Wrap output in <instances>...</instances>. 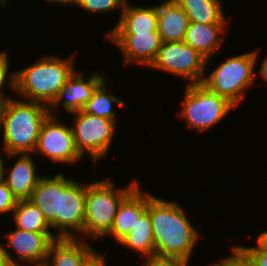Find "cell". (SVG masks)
Listing matches in <instances>:
<instances>
[{
    "label": "cell",
    "mask_w": 267,
    "mask_h": 266,
    "mask_svg": "<svg viewBox=\"0 0 267 266\" xmlns=\"http://www.w3.org/2000/svg\"><path fill=\"white\" fill-rule=\"evenodd\" d=\"M105 39L121 53L124 67L136 65L149 68L161 46L158 31L143 33H107Z\"/></svg>",
    "instance_id": "12"
},
{
    "label": "cell",
    "mask_w": 267,
    "mask_h": 266,
    "mask_svg": "<svg viewBox=\"0 0 267 266\" xmlns=\"http://www.w3.org/2000/svg\"><path fill=\"white\" fill-rule=\"evenodd\" d=\"M186 13L189 22L230 24L222 0H174ZM224 9V10H223Z\"/></svg>",
    "instance_id": "23"
},
{
    "label": "cell",
    "mask_w": 267,
    "mask_h": 266,
    "mask_svg": "<svg viewBox=\"0 0 267 266\" xmlns=\"http://www.w3.org/2000/svg\"><path fill=\"white\" fill-rule=\"evenodd\" d=\"M11 217L18 229L30 232H52L51 225L44 214L29 199L19 200Z\"/></svg>",
    "instance_id": "24"
},
{
    "label": "cell",
    "mask_w": 267,
    "mask_h": 266,
    "mask_svg": "<svg viewBox=\"0 0 267 266\" xmlns=\"http://www.w3.org/2000/svg\"><path fill=\"white\" fill-rule=\"evenodd\" d=\"M230 255L219 258V262L223 266H252L246 257L232 244L230 247Z\"/></svg>",
    "instance_id": "29"
},
{
    "label": "cell",
    "mask_w": 267,
    "mask_h": 266,
    "mask_svg": "<svg viewBox=\"0 0 267 266\" xmlns=\"http://www.w3.org/2000/svg\"><path fill=\"white\" fill-rule=\"evenodd\" d=\"M206 60L198 51L183 41L162 42L150 69L174 75L187 81L185 84L202 83L206 71Z\"/></svg>",
    "instance_id": "9"
},
{
    "label": "cell",
    "mask_w": 267,
    "mask_h": 266,
    "mask_svg": "<svg viewBox=\"0 0 267 266\" xmlns=\"http://www.w3.org/2000/svg\"><path fill=\"white\" fill-rule=\"evenodd\" d=\"M136 178L126 187H117L111 176L86 183L83 239L98 242L112 228L121 202L139 185Z\"/></svg>",
    "instance_id": "4"
},
{
    "label": "cell",
    "mask_w": 267,
    "mask_h": 266,
    "mask_svg": "<svg viewBox=\"0 0 267 266\" xmlns=\"http://www.w3.org/2000/svg\"><path fill=\"white\" fill-rule=\"evenodd\" d=\"M259 55V50L257 49V67L260 66L259 70L257 68V76H261V78L263 79L264 85L267 84V55L265 56V58L261 60V64L258 62V59H260V57H258ZM260 64V65H259Z\"/></svg>",
    "instance_id": "32"
},
{
    "label": "cell",
    "mask_w": 267,
    "mask_h": 266,
    "mask_svg": "<svg viewBox=\"0 0 267 266\" xmlns=\"http://www.w3.org/2000/svg\"><path fill=\"white\" fill-rule=\"evenodd\" d=\"M184 98L180 101V111L176 116L185 119L187 128L208 132L223 122L228 114L237 108L227 98L209 90L202 83L185 84Z\"/></svg>",
    "instance_id": "6"
},
{
    "label": "cell",
    "mask_w": 267,
    "mask_h": 266,
    "mask_svg": "<svg viewBox=\"0 0 267 266\" xmlns=\"http://www.w3.org/2000/svg\"><path fill=\"white\" fill-rule=\"evenodd\" d=\"M70 116L75 146L84 161L85 156L89 157L90 163L95 165L106 159L116 140L117 122L80 111L70 113Z\"/></svg>",
    "instance_id": "7"
},
{
    "label": "cell",
    "mask_w": 267,
    "mask_h": 266,
    "mask_svg": "<svg viewBox=\"0 0 267 266\" xmlns=\"http://www.w3.org/2000/svg\"><path fill=\"white\" fill-rule=\"evenodd\" d=\"M2 236L6 240L2 244L12 266H44L49 246L57 238L53 232H30L16 227Z\"/></svg>",
    "instance_id": "11"
},
{
    "label": "cell",
    "mask_w": 267,
    "mask_h": 266,
    "mask_svg": "<svg viewBox=\"0 0 267 266\" xmlns=\"http://www.w3.org/2000/svg\"><path fill=\"white\" fill-rule=\"evenodd\" d=\"M60 116L49 115L43 122L33 154L51 160L54 164L80 165L83 157L77 151L71 124L63 123Z\"/></svg>",
    "instance_id": "8"
},
{
    "label": "cell",
    "mask_w": 267,
    "mask_h": 266,
    "mask_svg": "<svg viewBox=\"0 0 267 266\" xmlns=\"http://www.w3.org/2000/svg\"><path fill=\"white\" fill-rule=\"evenodd\" d=\"M87 75V76H86ZM109 75L103 70L90 71L89 75L84 71L76 70L61 87L57 97L48 107L51 116L59 115L62 108L67 114L78 112L89 101L96 87ZM57 109V112L56 110Z\"/></svg>",
    "instance_id": "13"
},
{
    "label": "cell",
    "mask_w": 267,
    "mask_h": 266,
    "mask_svg": "<svg viewBox=\"0 0 267 266\" xmlns=\"http://www.w3.org/2000/svg\"><path fill=\"white\" fill-rule=\"evenodd\" d=\"M47 4L49 5H56L61 7V6H71L72 8L76 7L77 1L78 0H44Z\"/></svg>",
    "instance_id": "34"
},
{
    "label": "cell",
    "mask_w": 267,
    "mask_h": 266,
    "mask_svg": "<svg viewBox=\"0 0 267 266\" xmlns=\"http://www.w3.org/2000/svg\"><path fill=\"white\" fill-rule=\"evenodd\" d=\"M126 1L127 0H78L76 7L85 11V13L88 12L87 14L91 16L92 14H112V12L114 14L115 10H118V12L120 10V14L118 15L120 19Z\"/></svg>",
    "instance_id": "26"
},
{
    "label": "cell",
    "mask_w": 267,
    "mask_h": 266,
    "mask_svg": "<svg viewBox=\"0 0 267 266\" xmlns=\"http://www.w3.org/2000/svg\"><path fill=\"white\" fill-rule=\"evenodd\" d=\"M76 52L69 57L43 54L26 67L15 70V95L18 98L50 106L61 87L77 70ZM63 57V58H62ZM75 65V66H74Z\"/></svg>",
    "instance_id": "2"
},
{
    "label": "cell",
    "mask_w": 267,
    "mask_h": 266,
    "mask_svg": "<svg viewBox=\"0 0 267 266\" xmlns=\"http://www.w3.org/2000/svg\"><path fill=\"white\" fill-rule=\"evenodd\" d=\"M48 106L18 97L9 98L0 123V141L9 154H33Z\"/></svg>",
    "instance_id": "3"
},
{
    "label": "cell",
    "mask_w": 267,
    "mask_h": 266,
    "mask_svg": "<svg viewBox=\"0 0 267 266\" xmlns=\"http://www.w3.org/2000/svg\"><path fill=\"white\" fill-rule=\"evenodd\" d=\"M88 240L82 238H56L48 249L44 266H83L96 252Z\"/></svg>",
    "instance_id": "17"
},
{
    "label": "cell",
    "mask_w": 267,
    "mask_h": 266,
    "mask_svg": "<svg viewBox=\"0 0 267 266\" xmlns=\"http://www.w3.org/2000/svg\"><path fill=\"white\" fill-rule=\"evenodd\" d=\"M8 54L6 49L0 52V93L10 90L15 95V71L10 68L11 62Z\"/></svg>",
    "instance_id": "27"
},
{
    "label": "cell",
    "mask_w": 267,
    "mask_h": 266,
    "mask_svg": "<svg viewBox=\"0 0 267 266\" xmlns=\"http://www.w3.org/2000/svg\"><path fill=\"white\" fill-rule=\"evenodd\" d=\"M44 214L57 237V214L60 204V171L54 176H42L29 199Z\"/></svg>",
    "instance_id": "19"
},
{
    "label": "cell",
    "mask_w": 267,
    "mask_h": 266,
    "mask_svg": "<svg viewBox=\"0 0 267 266\" xmlns=\"http://www.w3.org/2000/svg\"><path fill=\"white\" fill-rule=\"evenodd\" d=\"M17 198L13 195L7 183L2 179L0 180V217L12 215L14 208L17 205Z\"/></svg>",
    "instance_id": "28"
},
{
    "label": "cell",
    "mask_w": 267,
    "mask_h": 266,
    "mask_svg": "<svg viewBox=\"0 0 267 266\" xmlns=\"http://www.w3.org/2000/svg\"><path fill=\"white\" fill-rule=\"evenodd\" d=\"M9 156V153L7 152L6 148L1 144L0 147V180L4 178V171L6 167V159ZM5 160V161H4Z\"/></svg>",
    "instance_id": "33"
},
{
    "label": "cell",
    "mask_w": 267,
    "mask_h": 266,
    "mask_svg": "<svg viewBox=\"0 0 267 266\" xmlns=\"http://www.w3.org/2000/svg\"><path fill=\"white\" fill-rule=\"evenodd\" d=\"M12 94H7L6 93H0V123H1V119H2V116H3V113H4V109H5V106H6V103L8 101L9 98H12L13 95L11 96Z\"/></svg>",
    "instance_id": "35"
},
{
    "label": "cell",
    "mask_w": 267,
    "mask_h": 266,
    "mask_svg": "<svg viewBox=\"0 0 267 266\" xmlns=\"http://www.w3.org/2000/svg\"><path fill=\"white\" fill-rule=\"evenodd\" d=\"M229 25L189 22L183 42L193 47L205 57L207 59L206 66H210L215 53L221 49V46L224 44L223 42H225L224 38L228 34Z\"/></svg>",
    "instance_id": "16"
},
{
    "label": "cell",
    "mask_w": 267,
    "mask_h": 266,
    "mask_svg": "<svg viewBox=\"0 0 267 266\" xmlns=\"http://www.w3.org/2000/svg\"><path fill=\"white\" fill-rule=\"evenodd\" d=\"M255 246L234 245L252 264V266H267V230L257 236Z\"/></svg>",
    "instance_id": "25"
},
{
    "label": "cell",
    "mask_w": 267,
    "mask_h": 266,
    "mask_svg": "<svg viewBox=\"0 0 267 266\" xmlns=\"http://www.w3.org/2000/svg\"><path fill=\"white\" fill-rule=\"evenodd\" d=\"M191 262L180 259H159L152 258L143 260L141 265L143 266H190Z\"/></svg>",
    "instance_id": "30"
},
{
    "label": "cell",
    "mask_w": 267,
    "mask_h": 266,
    "mask_svg": "<svg viewBox=\"0 0 267 266\" xmlns=\"http://www.w3.org/2000/svg\"><path fill=\"white\" fill-rule=\"evenodd\" d=\"M106 252H98V250L84 263L83 266H108Z\"/></svg>",
    "instance_id": "31"
},
{
    "label": "cell",
    "mask_w": 267,
    "mask_h": 266,
    "mask_svg": "<svg viewBox=\"0 0 267 266\" xmlns=\"http://www.w3.org/2000/svg\"><path fill=\"white\" fill-rule=\"evenodd\" d=\"M109 80L110 79L107 76L96 87L89 101L80 109L81 113L107 118L116 122L118 121V119H116L118 115L116 114L117 110L114 106L117 105L119 108L129 109L125 101L118 98V95L116 96V94L108 88L113 86L112 82H109Z\"/></svg>",
    "instance_id": "22"
},
{
    "label": "cell",
    "mask_w": 267,
    "mask_h": 266,
    "mask_svg": "<svg viewBox=\"0 0 267 266\" xmlns=\"http://www.w3.org/2000/svg\"><path fill=\"white\" fill-rule=\"evenodd\" d=\"M118 244L125 250H132L138 255L137 257H141L139 262L156 257L153 227L147 210L139 217L130 233Z\"/></svg>",
    "instance_id": "21"
},
{
    "label": "cell",
    "mask_w": 267,
    "mask_h": 266,
    "mask_svg": "<svg viewBox=\"0 0 267 266\" xmlns=\"http://www.w3.org/2000/svg\"><path fill=\"white\" fill-rule=\"evenodd\" d=\"M60 173L57 238H82L85 220L86 182ZM79 181V182H78Z\"/></svg>",
    "instance_id": "10"
},
{
    "label": "cell",
    "mask_w": 267,
    "mask_h": 266,
    "mask_svg": "<svg viewBox=\"0 0 267 266\" xmlns=\"http://www.w3.org/2000/svg\"><path fill=\"white\" fill-rule=\"evenodd\" d=\"M34 154H9L8 160L15 159L12 167H5L3 180L17 200L30 199L34 188L43 176L39 174Z\"/></svg>",
    "instance_id": "14"
},
{
    "label": "cell",
    "mask_w": 267,
    "mask_h": 266,
    "mask_svg": "<svg viewBox=\"0 0 267 266\" xmlns=\"http://www.w3.org/2000/svg\"><path fill=\"white\" fill-rule=\"evenodd\" d=\"M256 56L257 48L226 58L219 65L217 64L212 71L206 66L202 84L239 107L241 102L246 100L248 89L258 83L255 81L257 80Z\"/></svg>",
    "instance_id": "5"
},
{
    "label": "cell",
    "mask_w": 267,
    "mask_h": 266,
    "mask_svg": "<svg viewBox=\"0 0 267 266\" xmlns=\"http://www.w3.org/2000/svg\"><path fill=\"white\" fill-rule=\"evenodd\" d=\"M0 266H12L9 262L3 244L1 242H0Z\"/></svg>",
    "instance_id": "36"
},
{
    "label": "cell",
    "mask_w": 267,
    "mask_h": 266,
    "mask_svg": "<svg viewBox=\"0 0 267 266\" xmlns=\"http://www.w3.org/2000/svg\"><path fill=\"white\" fill-rule=\"evenodd\" d=\"M208 266H223L219 261L216 260V262L208 263Z\"/></svg>",
    "instance_id": "38"
},
{
    "label": "cell",
    "mask_w": 267,
    "mask_h": 266,
    "mask_svg": "<svg viewBox=\"0 0 267 266\" xmlns=\"http://www.w3.org/2000/svg\"><path fill=\"white\" fill-rule=\"evenodd\" d=\"M10 0H0V8H6Z\"/></svg>",
    "instance_id": "37"
},
{
    "label": "cell",
    "mask_w": 267,
    "mask_h": 266,
    "mask_svg": "<svg viewBox=\"0 0 267 266\" xmlns=\"http://www.w3.org/2000/svg\"><path fill=\"white\" fill-rule=\"evenodd\" d=\"M147 205L148 191L143 190L139 184L121 202L115 215L112 228L104 238H109V240H114L119 243L136 225L139 217L147 210Z\"/></svg>",
    "instance_id": "15"
},
{
    "label": "cell",
    "mask_w": 267,
    "mask_h": 266,
    "mask_svg": "<svg viewBox=\"0 0 267 266\" xmlns=\"http://www.w3.org/2000/svg\"><path fill=\"white\" fill-rule=\"evenodd\" d=\"M157 30L162 42H181L189 25V18L174 0L157 3Z\"/></svg>",
    "instance_id": "20"
},
{
    "label": "cell",
    "mask_w": 267,
    "mask_h": 266,
    "mask_svg": "<svg viewBox=\"0 0 267 266\" xmlns=\"http://www.w3.org/2000/svg\"><path fill=\"white\" fill-rule=\"evenodd\" d=\"M117 23L105 33H143L157 30V4L136 5L127 0Z\"/></svg>",
    "instance_id": "18"
},
{
    "label": "cell",
    "mask_w": 267,
    "mask_h": 266,
    "mask_svg": "<svg viewBox=\"0 0 267 266\" xmlns=\"http://www.w3.org/2000/svg\"><path fill=\"white\" fill-rule=\"evenodd\" d=\"M181 204L167 201L148 192L149 212L156 249V258L191 262L201 234Z\"/></svg>",
    "instance_id": "1"
}]
</instances>
